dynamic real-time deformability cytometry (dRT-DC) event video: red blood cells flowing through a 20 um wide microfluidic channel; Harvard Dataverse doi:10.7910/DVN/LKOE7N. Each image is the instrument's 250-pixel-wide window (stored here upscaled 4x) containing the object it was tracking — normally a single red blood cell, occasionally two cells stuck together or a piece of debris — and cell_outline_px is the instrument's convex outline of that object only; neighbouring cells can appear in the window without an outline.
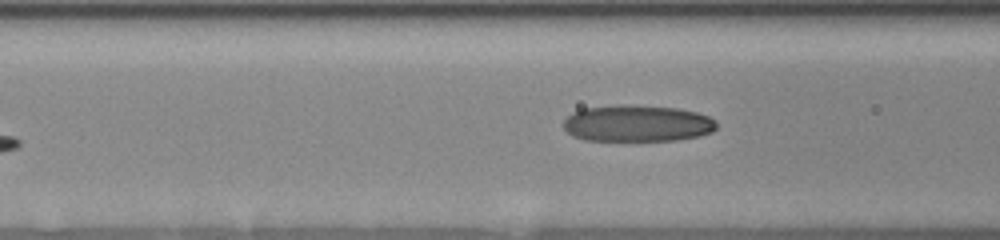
{"species": "human", "species_latin": "Homo sapiens", "temperature_condition": "room temperature", "stored_images_in_passage": 7, "segment_of_instrument_passage": [2, 2], "camera_frame_rate_fps": 3000, "um_per_image_px": 0.085, "donor": {"sex": "female"}, "frame": {"image": 1, "passage_image": 7, "time_ms": 5.0, "image_size_px": [1000, 240], "cell_outline_px": [[716, 128], [712, 132], [700, 136], [676, 140], [584, 140], [572, 136], [564, 128], [564, 120], [572, 112], [580, 108], [616, 104], [624, 104], [676, 108], [696, 112], [708, 116], [716, 120]], "centroid_in_image_um": [54.14, 10.48], "position_along_channel_um": 112.5, "area_um2": 32.89}}